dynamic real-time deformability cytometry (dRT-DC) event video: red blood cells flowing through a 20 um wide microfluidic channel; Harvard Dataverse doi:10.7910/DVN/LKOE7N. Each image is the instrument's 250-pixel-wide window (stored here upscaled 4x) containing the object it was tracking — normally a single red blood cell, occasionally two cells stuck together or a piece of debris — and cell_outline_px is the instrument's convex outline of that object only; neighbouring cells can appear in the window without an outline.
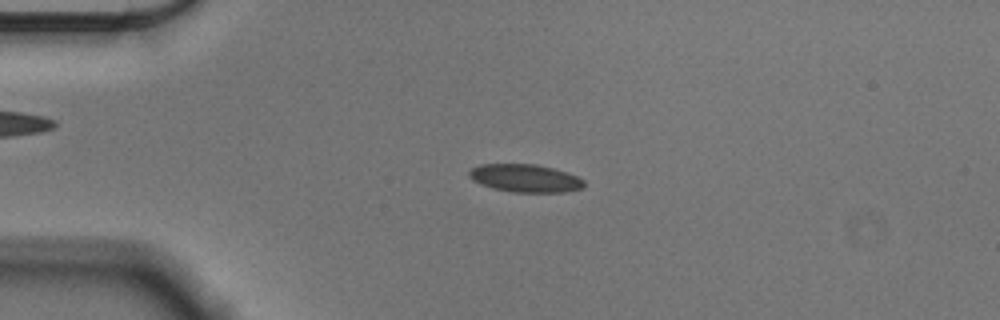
{"species": "Egyptian fruit bat (a non-hibernating species)", "species_latin": "Rousettus aegyptiacus", "temperature_condition": "cold", "stored_images_in_passage": 54, "camera_frame_rate_fps": 3000, "um_per_image_px": 0.085, "animal": {"sex": "male"}, "frame": {"image": 1, "passage_image": 11, "time_ms": 3.333, "image_size_px": [1000, 320], "cell_outline_px": [[584, 188], [564, 192], [512, 192], [492, 188], [480, 184], [472, 180], [468, 176], [468, 172], [472, 168], [480, 164], [536, 164], [552, 168], [576, 176], [584, 180]], "centroid_in_image_um": [44.61, 15.15], "position_along_channel_um": 40.4, "area_um2": 18.67}}
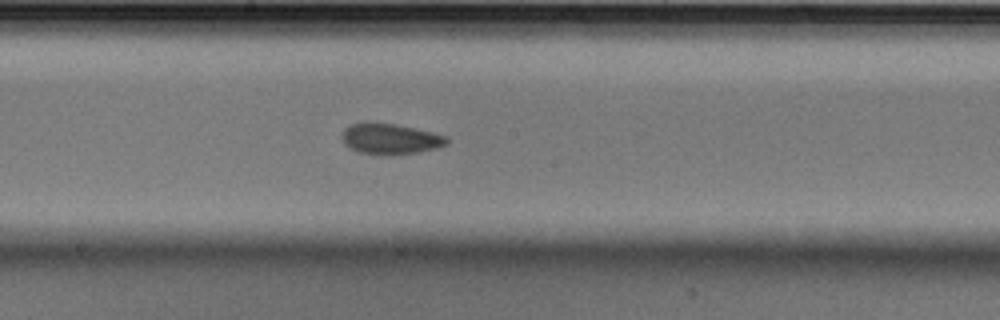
{"frame": {"image": 2, "passage_image": 28, "time_ms": 9.0, "image_size_px": [1000, 320], "cell_outline_px": [[448, 144], [436, 148], [416, 152], [388, 156], [384, 156], [360, 152], [344, 144], [344, 128], [352, 124], [396, 124], [416, 128], [448, 136]], "centroid_in_image_um": [33.25, 11.83], "position_along_channel_um": 215.0, "area_um2": 18.38}}
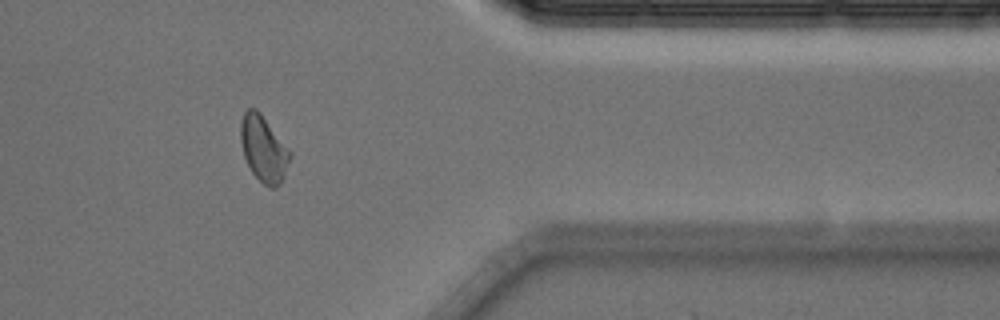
{"frame": {"image": 3, "passage_image": 44, "time_ms": 14.333, "image_size_px": [1000, 320], "cell_outline_px": [[292, 156], [284, 176], [280, 184], [276, 188], [268, 188], [252, 172], [244, 156], [240, 140], [240, 124], [244, 112], [248, 108], [256, 108], [260, 112], [292, 152]], "centroid_in_image_um": [22.42, 12.65], "position_along_channel_um": 389.0, "area_um2": 19.07}, "authors_computed_cell_mechanics": {"area_um2": 18.496, "velocity_mm_per_s": 3.5682, "shape_relaxation_time_tau1_ms": null, "shape_relaxation_time_tau2_ms": 1.8924, "deformation_change_tau1": null, "deformation_change_tau2": 0.0576}}